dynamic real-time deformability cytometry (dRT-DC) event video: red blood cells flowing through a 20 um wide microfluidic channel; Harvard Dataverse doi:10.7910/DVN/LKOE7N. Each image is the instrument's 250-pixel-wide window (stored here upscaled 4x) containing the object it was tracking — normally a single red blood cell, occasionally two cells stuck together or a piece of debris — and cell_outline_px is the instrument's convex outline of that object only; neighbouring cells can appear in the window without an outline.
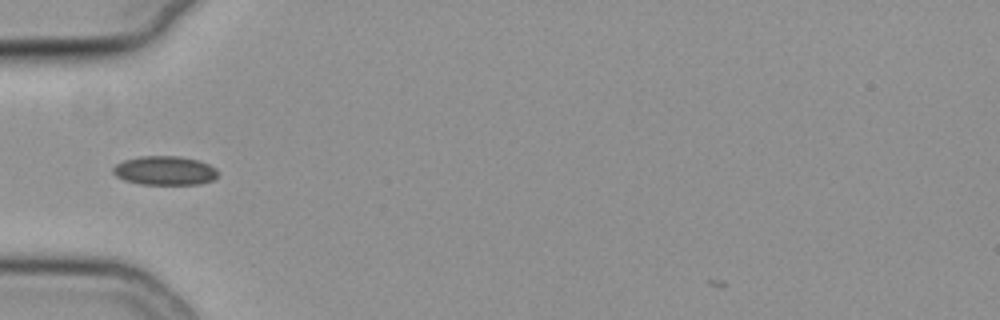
{"species": "common noctule bat (a hibernating species)", "species_latin": "Nyctalus noctula", "temperature_condition": "cold", "stored_images_in_passage": 35, "camera_frame_rate_fps": 3000, "um_per_image_px": 0.085, "animal": {"sex": "female", "body_mass_g": 19.3, "forearm_length_mm": 54.1}, "frame": {"image": 1, "passage_image": 3, "time_ms": 0.667, "image_size_px": [1000, 320], "cell_outline_px": [[216, 176], [212, 180], [200, 184], [140, 184], [124, 180], [116, 176], [112, 172], [112, 168], [116, 164], [124, 160], [140, 156], [180, 156], [200, 160], [216, 168]], "centroid_in_image_um": [13.98, 14.49], "position_along_channel_um": 71.0, "area_um2": 17.74}}
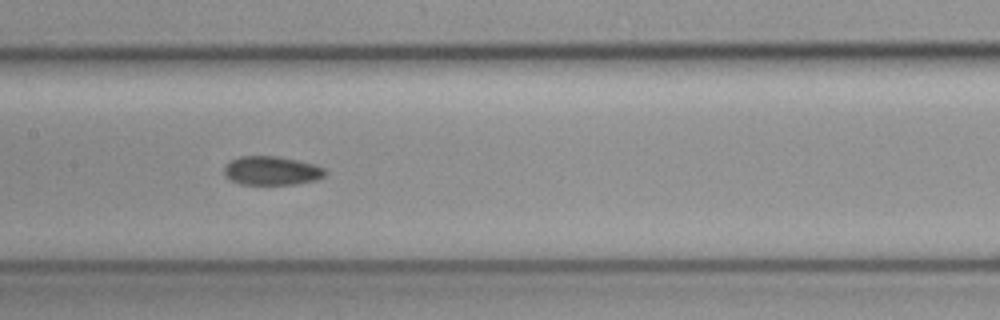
{"frame": {"image": 2, "passage_image": 12, "time_ms": 3.667, "image_size_px": [1000, 320], "cell_outline_px": [[328, 172], [324, 176], [316, 180], [296, 184], [240, 184], [232, 180], [224, 172], [224, 164], [240, 156], [276, 156], [316, 164], [324, 168]], "centroid_in_image_um": [23.12, 14.5], "position_along_channel_um": 184.3, "area_um2": 16.94}}
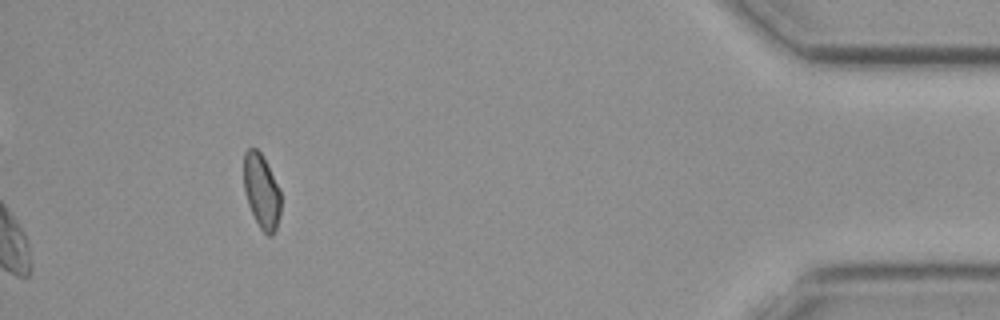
{"frame": {"image": 3, "passage_image": 35, "time_ms": 11.333, "image_size_px": [1000, 320], "cell_outline_px": [[280, 216], [276, 232], [272, 236], [268, 236], [260, 228], [248, 204], [244, 192], [244, 152], [248, 148], [256, 148], [260, 152], [280, 188]], "centroid_in_image_um": [22.24, 16.28], "position_along_channel_um": 413.0, "area_um2": 16.13}, "authors_computed_cell_mechanics": {"area_um2": 17.3978, "velocity_mm_per_s": 3.7842, "shape_relaxation_time_tau1_ms": null, "shape_relaxation_time_tau2_ms": 7.4041, "deformation_change_tau1": null, "deformation_change_tau2": 0.1032}}